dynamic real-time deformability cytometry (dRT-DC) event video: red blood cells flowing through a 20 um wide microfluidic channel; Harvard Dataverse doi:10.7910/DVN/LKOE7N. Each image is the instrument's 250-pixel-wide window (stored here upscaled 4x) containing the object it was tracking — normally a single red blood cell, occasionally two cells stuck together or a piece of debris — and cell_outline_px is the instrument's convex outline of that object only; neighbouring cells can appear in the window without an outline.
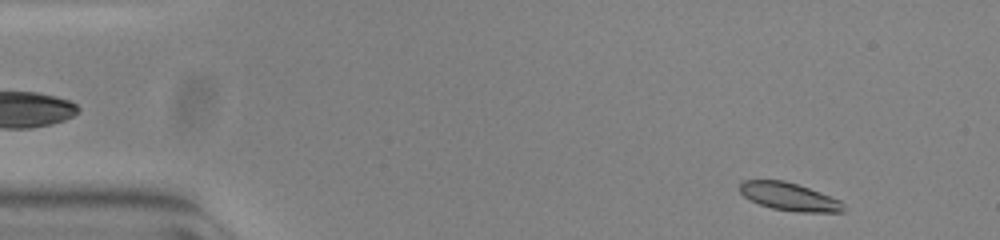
{"species": "common noctule bat (a hibernating species)", "species_latin": "Nyctalus noctula", "temperature_condition": "warm", "stored_images_in_passage": 51, "camera_frame_rate_fps": 3000, "um_per_image_px": 0.085, "animal": {"sex": "female", "body_mass_g": 23.0, "forearm_length_mm": 53.4}, "frame": {"image": 1, "passage_image": 3, "time_ms": 0.667, "image_size_px": [1000, 240], "cell_outline_px": [[848, 208], [844, 212], [796, 212], [772, 208], [760, 204], [744, 196], [740, 192], [740, 180], [784, 180], [820, 192], [840, 200]], "centroid_in_image_um": [67.12, 16.72], "position_along_channel_um": 17.9, "area_um2": 16.88}}
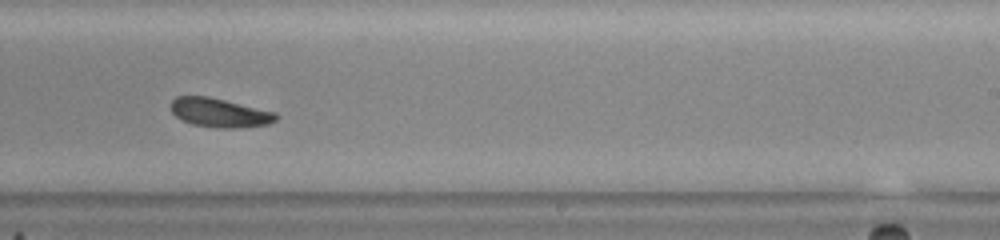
{"frame": {"image": 2, "passage_image": 31, "time_ms": 10.0, "image_size_px": [1000, 240], "cell_outline_px": [[280, 116], [276, 120], [268, 124], [236, 128], [216, 128], [192, 124], [176, 116], [172, 112], [172, 100], [176, 96], [208, 96], [276, 112]], "centroid_in_image_um": [18.7, 9.58], "position_along_channel_um": 270.3, "area_um2": 17.69}}
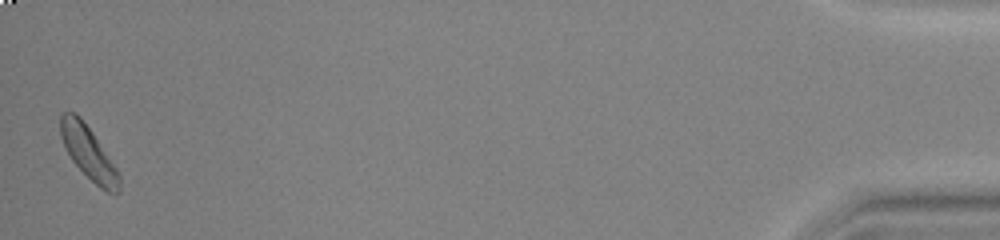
{"frame": {"image": 3, "passage_image": 51, "time_ms": 16.667, "image_size_px": [1000, 240], "cell_outline_px": [[120, 192], [108, 192], [100, 188], [72, 160], [60, 136], [60, 112], [76, 112], [80, 116], [92, 132], [116, 168], [120, 176]], "centroid_in_image_um": [7.51, 12.95], "position_along_channel_um": 427.7, "area_um2": 17.69}, "authors_computed_cell_mechanics": {"area_um2": 17.8024, "velocity_mm_per_s": 3.7931, "shape_relaxation_time_tau1_ms": 2.5654, "shape_relaxation_time_tau2_ms": null, "deformation_change_tau1": 0.0986, "deformation_change_tau2": null}}